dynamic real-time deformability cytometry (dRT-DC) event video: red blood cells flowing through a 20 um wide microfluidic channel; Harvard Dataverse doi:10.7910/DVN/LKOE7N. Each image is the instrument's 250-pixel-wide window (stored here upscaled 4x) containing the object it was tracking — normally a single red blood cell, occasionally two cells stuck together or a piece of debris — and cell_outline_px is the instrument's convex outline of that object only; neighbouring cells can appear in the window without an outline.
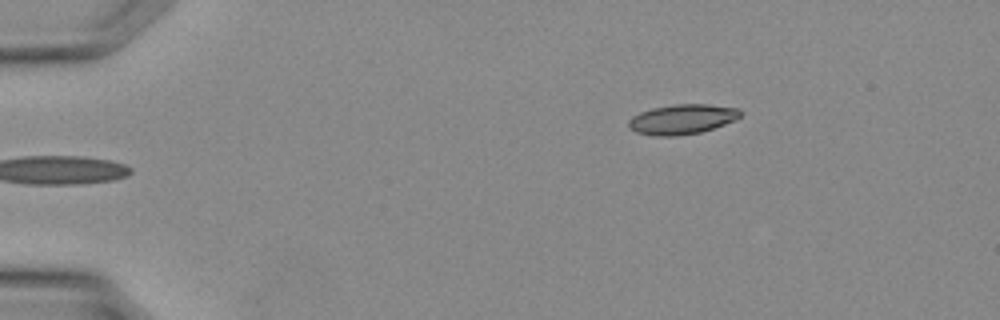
{"species": "Egyptian fruit bat (a non-hibernating species)", "species_latin": "Rousettus aegyptiacus", "temperature_condition": "warm", "stored_images_in_passage": 31, "camera_frame_rate_fps": 3000, "um_per_image_px": 0.085, "animal": {"sex": "female"}, "frame": {"image": 1, "passage_image": 1, "time_ms": 0.0, "image_size_px": [1000, 320], "cell_outline_px": [[740, 116], [736, 120], [700, 132], [676, 136], [656, 136], [636, 132], [628, 128], [628, 120], [632, 116], [640, 112], [652, 108], [672, 104], [708, 104], [740, 108]], "centroid_in_image_um": [57.96, 10.13], "position_along_channel_um": 27.0, "area_um2": 19.54}}
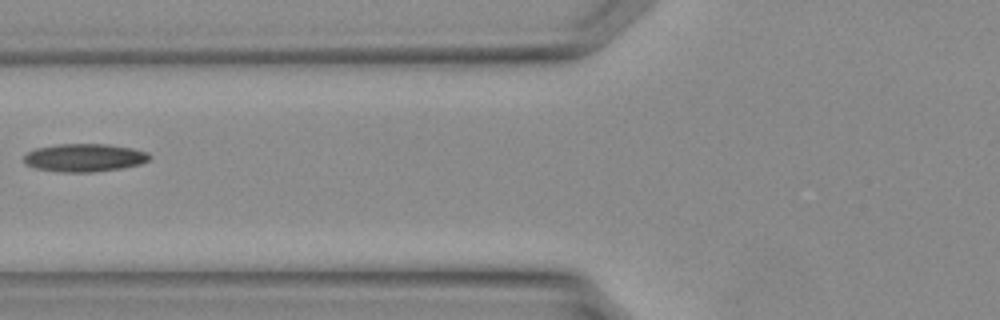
{"frame": {"image": 2, "passage_image": 10, "time_ms": 3.0, "image_size_px": [1000, 320], "cell_outline_px": [[152, 156], [148, 160], [140, 164], [120, 168], [92, 172], [60, 172], [36, 168], [24, 164], [24, 156], [28, 152], [36, 148], [60, 144], [108, 144], [132, 148], [148, 152]], "centroid_in_image_um": [7.18, 13.4], "position_along_channel_um": 118.6, "area_um2": 20.46}}
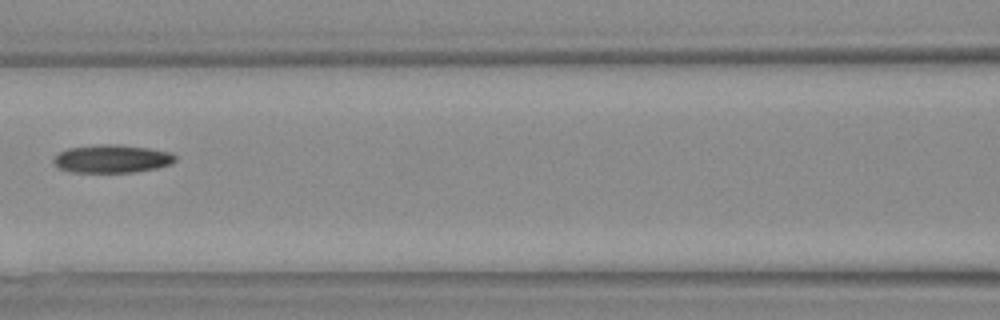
{"frame": {"image": 3, "passage_image": 12, "time_ms": 3.667, "image_size_px": [1000, 320], "cell_outline_px": [[176, 160], [172, 164], [156, 168], [132, 172], [72, 172], [60, 168], [52, 160], [60, 152], [68, 148], [100, 144], [116, 144], [148, 148], [168, 152], [176, 156]], "centroid_in_image_um": [9.53, 13.49], "position_along_channel_um": 157.1, "area_um2": 19.71}}